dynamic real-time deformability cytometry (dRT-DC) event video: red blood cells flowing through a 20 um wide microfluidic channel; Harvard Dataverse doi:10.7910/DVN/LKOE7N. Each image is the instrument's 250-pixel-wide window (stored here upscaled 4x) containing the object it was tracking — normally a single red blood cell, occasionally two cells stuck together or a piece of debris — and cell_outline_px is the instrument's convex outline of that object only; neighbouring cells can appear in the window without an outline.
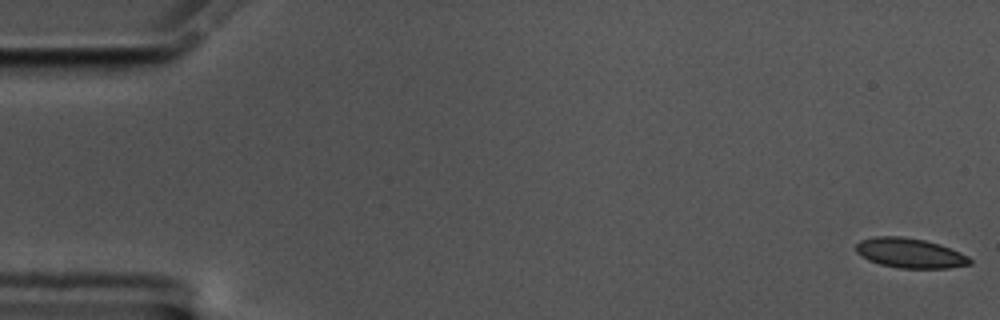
{"species": "common noctule bat (a hibernating species)", "species_latin": "Nyctalus noctula", "temperature_condition": "cold", "stored_images_in_passage": 58, "camera_frame_rate_fps": 3000, "um_per_image_px": 0.085, "animal": {"sex": "male", "body_mass_g": 17.5, "forearm_length_mm": 52.3}, "frame": {"image": 1, "passage_image": 1, "time_ms": 0.0, "image_size_px": [1000, 320], "cell_outline_px": [[972, 264], [948, 268], [900, 268], [880, 264], [868, 260], [860, 256], [856, 252], [856, 244], [860, 240], [872, 236], [900, 236], [924, 240], [940, 244], [960, 252], [968, 256], [972, 260]], "centroid_in_image_um": [77.33, 21.51], "position_along_channel_um": 7.7, "area_um2": 19.88}}
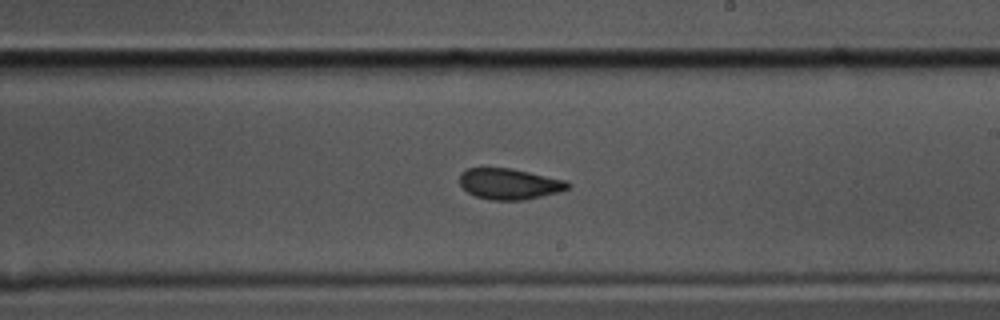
{"frame": {"image": 2, "passage_image": 34, "time_ms": 11.0, "image_size_px": [1000, 320], "cell_outline_px": [[572, 184], [568, 188], [560, 192], [520, 200], [492, 200], [476, 196], [468, 192], [460, 184], [460, 176], [468, 168], [512, 168], [568, 180]], "centroid_in_image_um": [43.35, 15.62], "position_along_channel_um": 245.6, "area_um2": 19.42}}
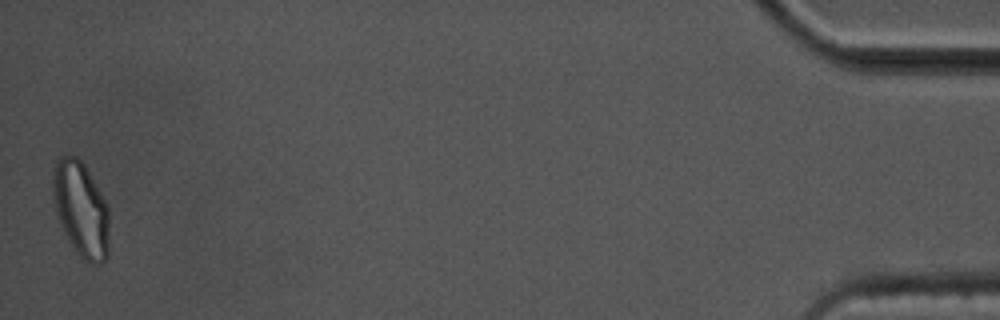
{"frame": {"image": 3, "passage_image": 58, "time_ms": 19.0, "image_size_px": [1000, 320], "cell_outline_px": [[108, 256], [100, 264], [92, 264], [84, 260], [80, 256], [64, 232], [56, 216], [52, 200], [52, 172], [56, 160], [64, 156], [76, 156], [84, 164], [104, 200], [108, 208]], "centroid_in_image_um": [6.85, 17.78], "position_along_channel_um": 428.4, "area_um2": 31.15}, "authors_computed_cell_mechanics": {"area_um2": 20.23, "velocity_mm_per_s": 3.4451, "shape_relaxation_time_tau1_ms": 4.1342, "shape_relaxation_time_tau2_ms": 1.3192, "deformation_change_tau1": 0.1302, "deformation_change_tau2": 0.0827}}